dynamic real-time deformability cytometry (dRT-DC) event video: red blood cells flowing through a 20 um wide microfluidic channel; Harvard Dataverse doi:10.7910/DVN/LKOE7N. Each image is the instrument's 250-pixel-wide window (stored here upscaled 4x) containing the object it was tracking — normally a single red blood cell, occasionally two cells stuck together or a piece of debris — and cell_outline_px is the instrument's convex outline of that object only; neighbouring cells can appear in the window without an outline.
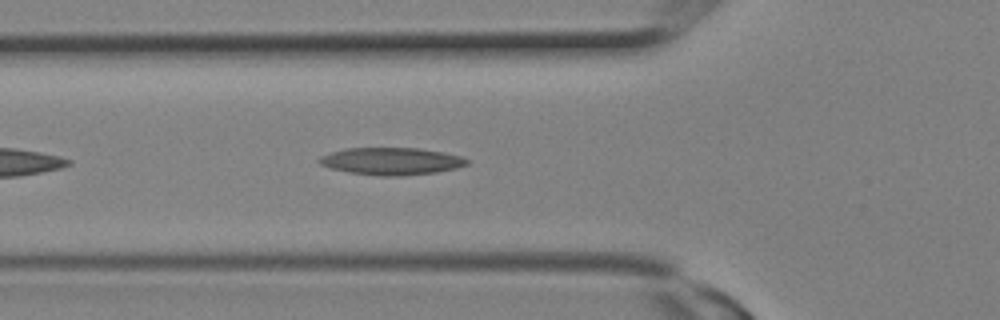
{"species": "Egyptian fruit bat (a non-hibernating species)", "species_latin": "Rousettus aegyptiacus", "temperature_condition": "room temperature", "stored_images_in_passage": 10, "camera_frame_rate_fps": 3000, "um_per_image_px": 0.085, "animal": {"sex": "female"}, "frame": {"image": 1, "passage_image": 2, "time_ms": 0.333, "image_size_px": [1000, 320], "cell_outline_px": [[468, 164], [456, 168], [436, 172], [400, 176], [380, 176], [348, 172], [332, 168], [320, 164], [316, 160], [320, 156], [344, 148], [420, 148], [444, 152], [460, 156], [468, 160]], "centroid_in_image_um": [33.25, 13.7], "position_along_channel_um": 92.5, "area_um2": 23.47}}
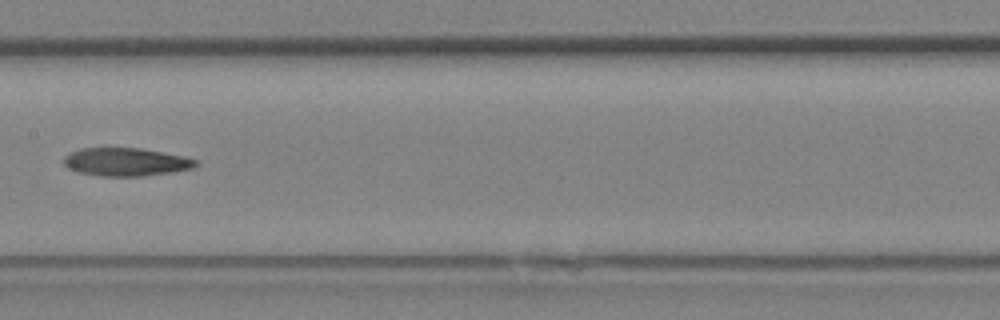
{"frame": {"image": 2, "passage_image": 6, "time_ms": 1.667, "image_size_px": [1000, 320], "cell_outline_px": [[196, 164], [192, 168], [172, 172], [140, 176], [100, 176], [80, 172], [68, 168], [64, 164], [64, 156], [80, 148], [140, 148], [184, 156], [196, 160]], "centroid_in_image_um": [10.68, 13.76], "position_along_channel_um": 196.7, "area_um2": 21.39}}
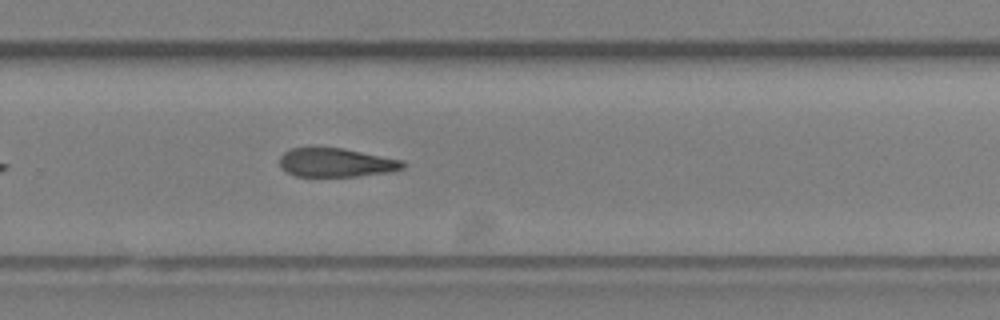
{"frame": {"image": 3, "passage_image": 10, "time_ms": 3.0, "image_size_px": [1000, 320], "cell_outline_px": [[404, 168], [392, 172], [356, 176], [296, 176], [288, 172], [280, 164], [280, 156], [284, 152], [292, 148], [344, 148], [404, 160]], "centroid_in_image_um": [28.62, 13.82], "position_along_channel_um": 301.2, "area_um2": 20.58}}